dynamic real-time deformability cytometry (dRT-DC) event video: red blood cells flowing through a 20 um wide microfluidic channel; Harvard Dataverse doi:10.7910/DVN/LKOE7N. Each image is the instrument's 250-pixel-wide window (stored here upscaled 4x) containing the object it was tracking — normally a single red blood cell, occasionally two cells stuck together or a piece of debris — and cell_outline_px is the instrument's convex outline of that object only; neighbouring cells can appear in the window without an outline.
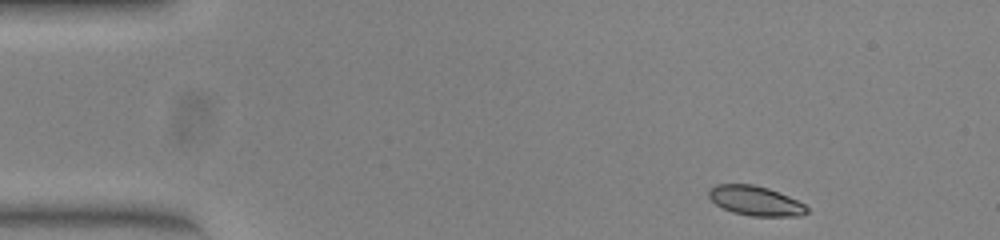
{"species": "common noctule bat (a hibernating species)", "species_latin": "Nyctalus noctula", "temperature_condition": "warm", "stored_images_in_passage": 48, "camera_frame_rate_fps": 3000, "um_per_image_px": 0.085, "animal": {"sex": "female", "body_mass_g": 23.0, "forearm_length_mm": 53.4}, "frame": {"image": 1, "passage_image": 1, "time_ms": 0.0, "image_size_px": [1000, 240], "cell_outline_px": [[808, 212], [800, 216], [752, 216], [732, 212], [716, 204], [708, 196], [708, 188], [716, 184], [752, 184], [768, 188], [788, 196], [804, 204], [808, 208]], "centroid_in_image_um": [64.19, 17.06], "position_along_channel_um": 20.8, "area_um2": 16.88}}
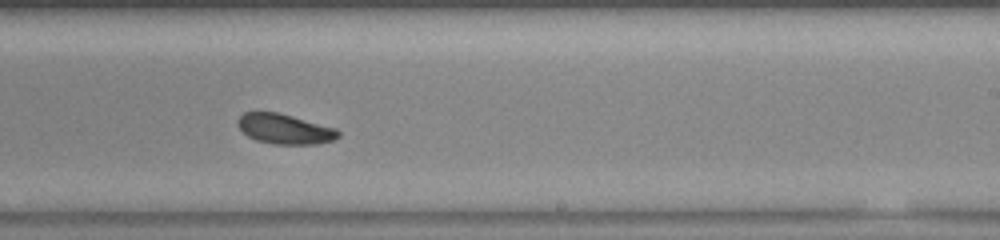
{"frame": {"image": 2, "passage_image": 27, "time_ms": 8.667, "image_size_px": [1000, 240], "cell_outline_px": [[340, 136], [332, 140], [316, 144], [272, 144], [256, 140], [248, 136], [236, 124], [236, 120], [244, 112], [276, 112], [292, 116], [336, 128], [340, 132]], "centroid_in_image_um": [24.18, 10.96], "position_along_channel_um": 264.8, "area_um2": 17.51}}
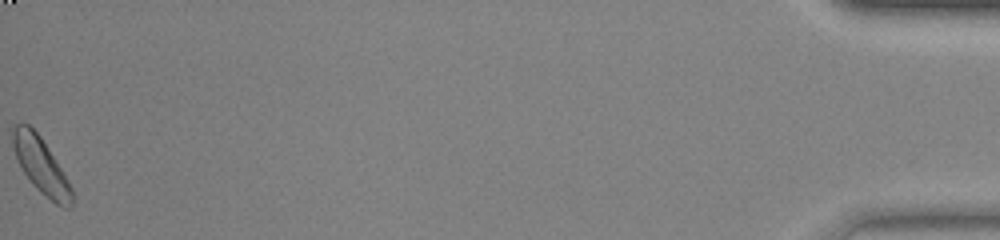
{"frame": {"image": 3, "passage_image": 48, "time_ms": 15.667, "image_size_px": [1000, 240], "cell_outline_px": [[72, 208], [64, 208], [56, 204], [40, 192], [32, 184], [16, 160], [12, 144], [12, 128], [16, 124], [28, 124], [40, 136], [60, 168], [72, 188]], "centroid_in_image_um": [3.46, 14.09], "position_along_channel_um": 431.7, "area_um2": 18.9}, "authors_computed_cell_mechanics": {"area_um2": 18.1492, "velocity_mm_per_s": 3.8517, "shape_relaxation_time_tau1_ms": 3.6913, "shape_relaxation_time_tau2_ms": null, "deformation_change_tau1": 0.0965, "deformation_change_tau2": null}}